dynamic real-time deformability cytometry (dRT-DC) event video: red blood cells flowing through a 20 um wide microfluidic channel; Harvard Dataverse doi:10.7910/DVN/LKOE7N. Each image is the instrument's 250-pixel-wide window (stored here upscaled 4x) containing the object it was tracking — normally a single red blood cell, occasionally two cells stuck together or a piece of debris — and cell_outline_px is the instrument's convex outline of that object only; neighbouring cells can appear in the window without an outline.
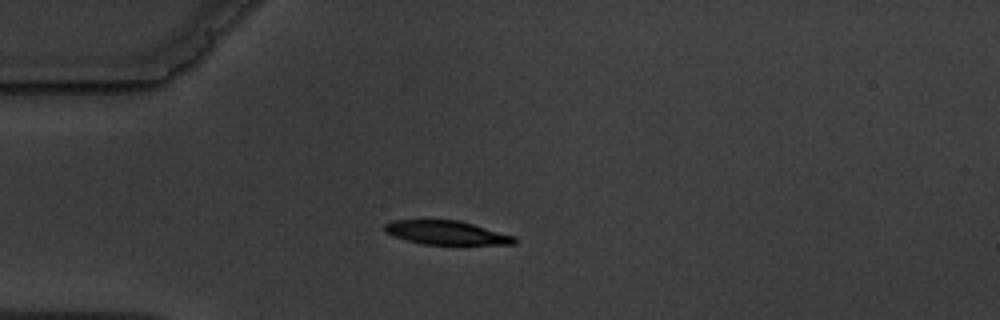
{"species": "common noctule bat (a hibernating species)", "species_latin": "Nyctalus noctula", "temperature_condition": "warm", "stored_images_in_passage": 6, "camera_frame_rate_fps": 3000, "um_per_image_px": 0.085, "animal": {"sex": "male", "body_mass_g": 19.5, "forearm_length_mm": 54.6}, "frame": {"image": 1, "passage_image": 5, "time_ms": 4.667, "image_size_px": [1000, 320], "cell_outline_px": [[516, 244], [424, 244], [408, 240], [384, 232], [384, 224], [392, 220], [460, 220], [516, 236]], "centroid_in_image_um": [37.97, 19.77], "position_along_channel_um": 47.0, "area_um2": 17.92}}
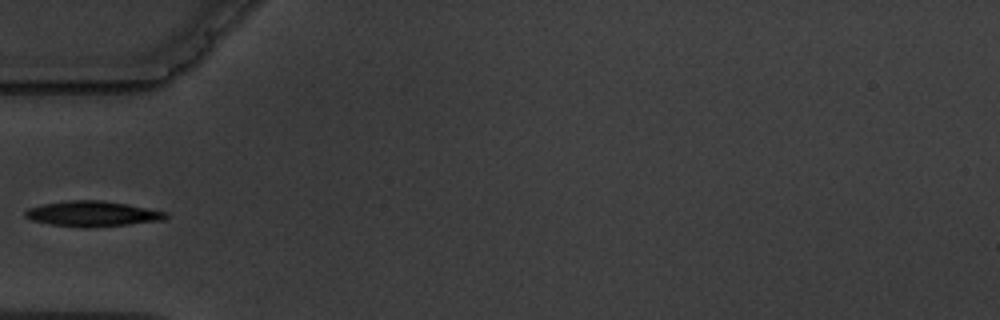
{"frame": {"image": 2, "passage_image": 6, "time_ms": 6.0, "image_size_px": [1000, 320], "cell_outline_px": [[168, 216], [164, 220], [128, 224], [52, 224], [32, 220], [24, 216], [24, 212], [28, 208], [44, 204], [64, 200], [104, 200], [128, 204], [168, 212]], "centroid_in_image_um": [7.89, 18.1], "position_along_channel_um": 77.1, "area_um2": 19.71}}